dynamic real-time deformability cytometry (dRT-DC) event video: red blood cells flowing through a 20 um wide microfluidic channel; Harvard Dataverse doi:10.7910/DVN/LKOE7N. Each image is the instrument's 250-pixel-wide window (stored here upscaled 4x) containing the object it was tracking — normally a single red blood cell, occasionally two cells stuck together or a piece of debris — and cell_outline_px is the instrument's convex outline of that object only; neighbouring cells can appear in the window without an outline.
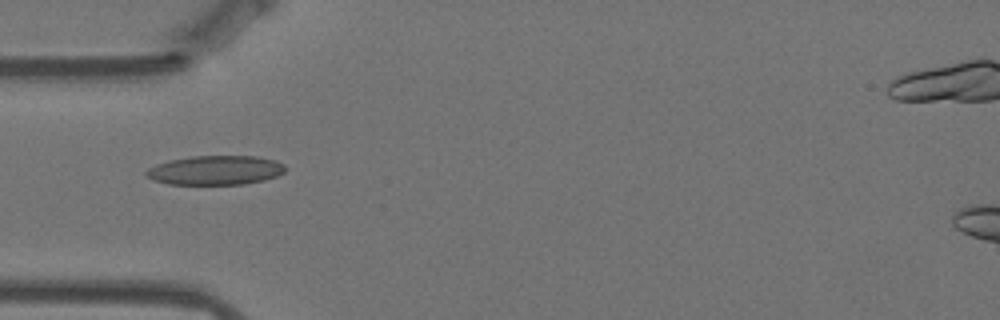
{"species": "Egyptian fruit bat (a non-hibernating species)", "species_latin": "Rousettus aegyptiacus", "temperature_condition": "warm", "stored_images_in_passage": 41, "camera_frame_rate_fps": 3000, "um_per_image_px": 0.085, "animal": {"sex": "female"}, "frame": {"image": 1, "passage_image": 1, "time_ms": 0.0, "image_size_px": [1000, 320], "cell_outline_px": [[288, 168], [284, 172], [276, 176], [264, 180], [244, 184], [168, 184], [152, 180], [144, 172], [148, 168], [156, 164], [168, 160], [192, 156], [256, 156], [276, 160], [284, 164]], "centroid_in_image_um": [18.32, 14.46], "position_along_channel_um": 66.7, "area_um2": 23.87}}
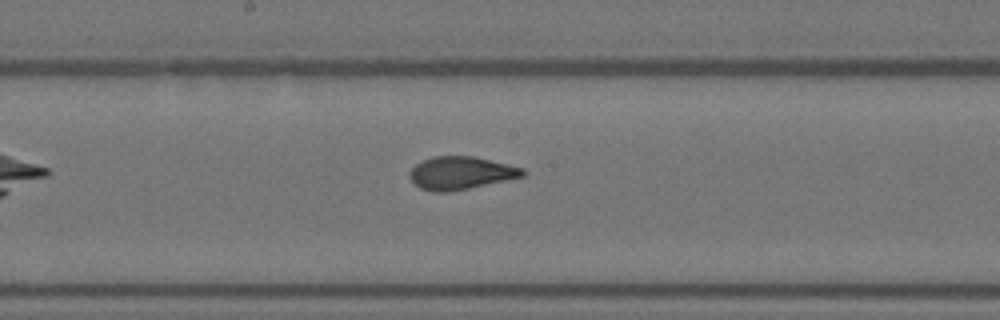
{"frame": {"image": 2, "passage_image": 13, "time_ms": 4.0, "image_size_px": [1000, 320], "cell_outline_px": [[524, 176], [468, 188], [448, 192], [432, 192], [420, 188], [408, 176], [408, 172], [416, 164], [432, 156], [472, 156], [508, 164], [524, 168]], "centroid_in_image_um": [39.13, 14.7], "position_along_channel_um": 209.1, "area_um2": 21.44}}
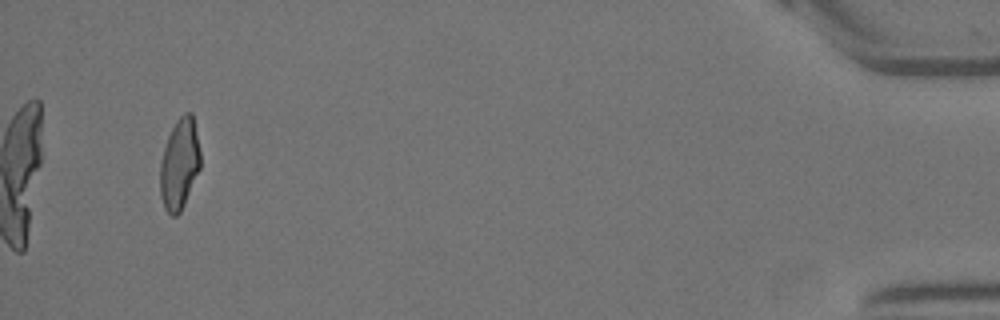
{"frame": {"image": 3, "passage_image": 38, "time_ms": 12.333, "image_size_px": [1000, 320], "cell_outline_px": [[200, 168], [184, 204], [180, 212], [176, 216], [172, 216], [164, 208], [160, 196], [160, 164], [164, 148], [168, 136], [176, 120], [184, 112], [192, 112], [200, 152]], "centroid_in_image_um": [15.25, 13.94], "position_along_channel_um": 420.0, "area_um2": 21.21}, "authors_computed_cell_mechanics": {"area_um2": 21.4438, "velocity_mm_per_s": 3.5189, "shape_relaxation_time_tau1_ms": 4.1949, "shape_relaxation_time_tau2_ms": 1.3895, "deformation_change_tau1": 0.1503, "deformation_change_tau2": 0.0728}}